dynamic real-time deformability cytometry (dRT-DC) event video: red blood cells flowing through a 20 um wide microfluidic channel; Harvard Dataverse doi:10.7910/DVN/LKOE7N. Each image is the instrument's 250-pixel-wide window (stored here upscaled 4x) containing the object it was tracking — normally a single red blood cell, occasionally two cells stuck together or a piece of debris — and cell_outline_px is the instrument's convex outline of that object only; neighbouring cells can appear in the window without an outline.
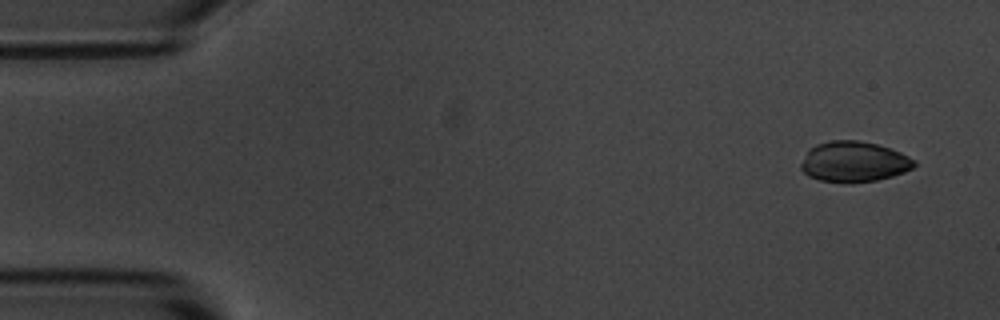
{"species": "common noctule bat (a hibernating species)", "species_latin": "Nyctalus noctula", "temperature_condition": "room temperature", "stored_images_in_passage": 5, "camera_frame_rate_fps": 3000, "um_per_image_px": 0.085, "animal": {"sex": "male", "body_mass_g": 20.1, "forearm_length_mm": 53.5}, "frame": {"image": 1, "passage_image": 1, "time_ms": 0.0, "image_size_px": [1000, 320], "cell_outline_px": [[916, 164], [912, 168], [904, 172], [892, 176], [876, 180], [852, 184], [848, 184], [820, 180], [808, 176], [800, 168], [800, 164], [808, 148], [816, 144], [828, 140], [860, 140], [876, 144], [900, 152], [916, 160]], "centroid_in_image_um": [72.55, 13.75], "position_along_channel_um": 12.5, "area_um2": 27.11}}